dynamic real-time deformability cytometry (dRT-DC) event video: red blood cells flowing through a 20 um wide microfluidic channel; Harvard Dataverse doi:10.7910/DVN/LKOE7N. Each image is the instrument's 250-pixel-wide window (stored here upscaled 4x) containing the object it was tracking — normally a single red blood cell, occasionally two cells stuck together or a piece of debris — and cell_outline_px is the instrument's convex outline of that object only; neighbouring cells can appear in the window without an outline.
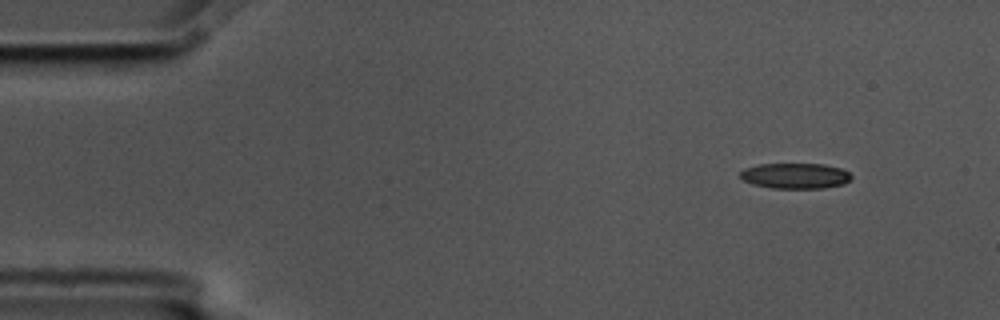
{"species": "common noctule bat (a hibernating species)", "species_latin": "Nyctalus noctula", "temperature_condition": "cold", "stored_images_in_passage": 3, "camera_frame_rate_fps": 3000, "um_per_image_px": 0.085, "animal": {"sex": "male", "body_mass_g": 17.5, "forearm_length_mm": 52.3}, "frame": {"image": 1, "passage_image": 1, "time_ms": 0.0, "image_size_px": [1000, 320], "cell_outline_px": [[852, 176], [844, 184], [824, 188], [772, 188], [752, 184], [744, 180], [740, 176], [740, 172], [744, 168], [756, 164], [824, 164], [840, 168], [848, 172]], "centroid_in_image_um": [67.57, 14.94], "position_along_channel_um": 17.4, "area_um2": 16.53}}
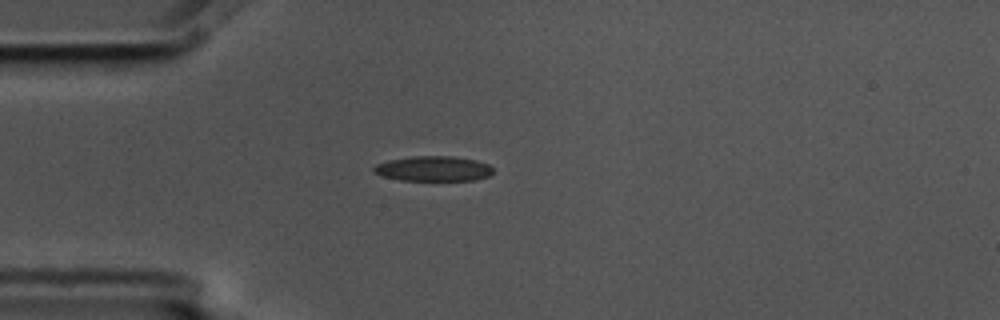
{"frame": {"image": 2, "passage_image": 3, "time_ms": 0.667, "image_size_px": [1000, 320], "cell_outline_px": [[492, 172], [488, 176], [476, 180], [400, 180], [384, 176], [372, 172], [372, 168], [376, 164], [388, 160], [412, 156], [452, 156], [476, 160], [488, 164], [492, 168]], "centroid_in_image_um": [36.81, 14.33], "position_along_channel_um": 48.2, "area_um2": 17.4}}